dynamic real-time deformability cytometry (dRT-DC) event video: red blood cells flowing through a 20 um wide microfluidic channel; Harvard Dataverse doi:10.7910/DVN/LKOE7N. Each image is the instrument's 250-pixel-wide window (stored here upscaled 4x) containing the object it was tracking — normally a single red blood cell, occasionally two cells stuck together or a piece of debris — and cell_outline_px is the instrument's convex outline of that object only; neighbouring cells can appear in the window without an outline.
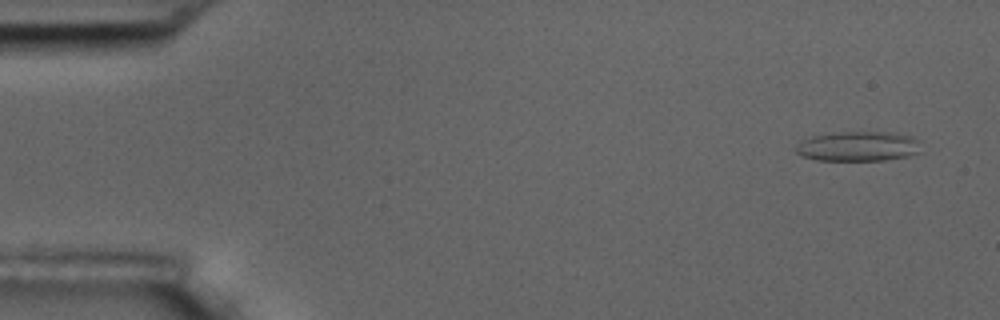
{"species": "common noctule bat (a hibernating species)", "species_latin": "Nyctalus noctula", "temperature_condition": "room temperature", "stored_images_in_passage": 4, "camera_frame_rate_fps": 3000, "um_per_image_px": 0.085, "animal": {"sex": "male", "body_mass_g": 17.5, "forearm_length_mm": 52.3}, "frame": {"image": 1, "passage_image": 1, "time_ms": 0.0, "image_size_px": [1000, 320], "cell_outline_px": [[924, 152], [908, 156], [884, 160], [816, 160], [804, 156], [796, 152], [796, 144], [812, 136], [832, 132], [888, 132], [912, 136], [920, 140]], "centroid_in_image_um": [73.03, 12.43], "position_along_channel_um": 12.0, "area_um2": 22.02}}
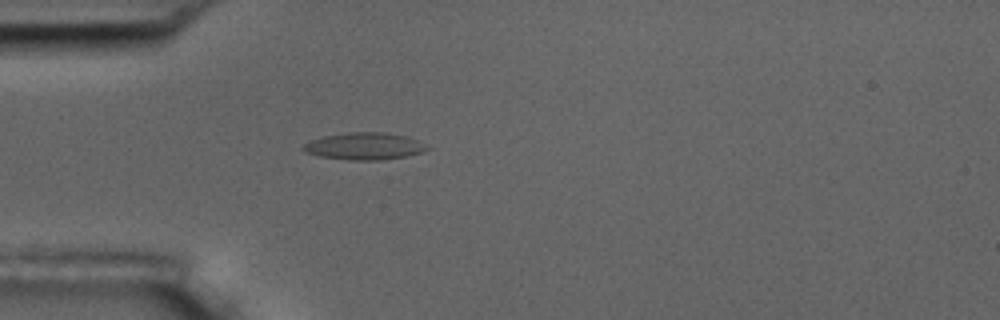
{"frame": {"image": 2, "passage_image": 4, "time_ms": 4.333, "image_size_px": [1000, 320], "cell_outline_px": [[432, 148], [420, 152], [404, 156], [380, 160], [348, 160], [320, 156], [308, 152], [300, 148], [308, 140], [320, 136], [348, 132], [384, 132], [408, 136]], "centroid_in_image_um": [30.93, 12.41], "position_along_channel_um": 54.1, "area_um2": 19.59}}